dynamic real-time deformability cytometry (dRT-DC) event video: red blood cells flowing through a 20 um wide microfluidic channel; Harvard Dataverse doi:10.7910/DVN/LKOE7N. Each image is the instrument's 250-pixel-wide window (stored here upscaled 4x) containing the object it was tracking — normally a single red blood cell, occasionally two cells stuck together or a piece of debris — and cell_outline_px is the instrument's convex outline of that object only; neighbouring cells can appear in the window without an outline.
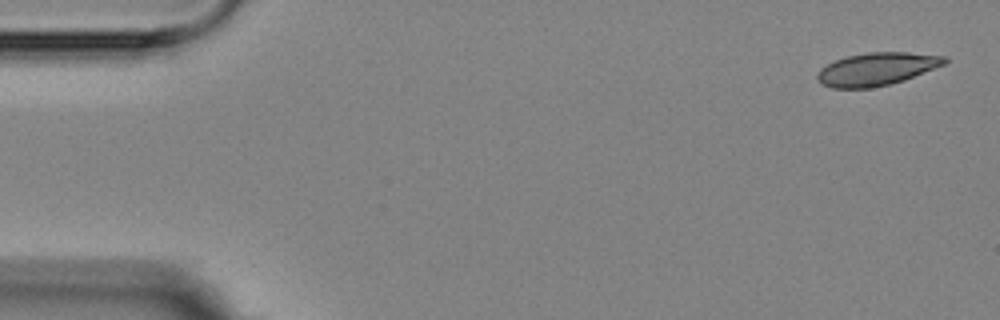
{"species": "Egyptian fruit bat (a non-hibernating species)", "species_latin": "Rousettus aegyptiacus", "temperature_condition": "room temperature", "stored_images_in_passage": 4, "camera_frame_rate_fps": 3000, "um_per_image_px": 0.085, "animal": {"sex": "female"}, "frame": {"image": 1, "passage_image": 1, "time_ms": 0.0, "image_size_px": [1000, 320], "cell_outline_px": [[948, 60], [944, 64], [904, 80], [872, 88], [832, 88], [820, 84], [816, 80], [816, 72], [820, 68], [836, 60], [848, 56], [868, 52], [908, 52], [948, 56]], "centroid_in_image_um": [74.49, 5.87], "position_along_channel_um": 10.5, "area_um2": 24.39}}
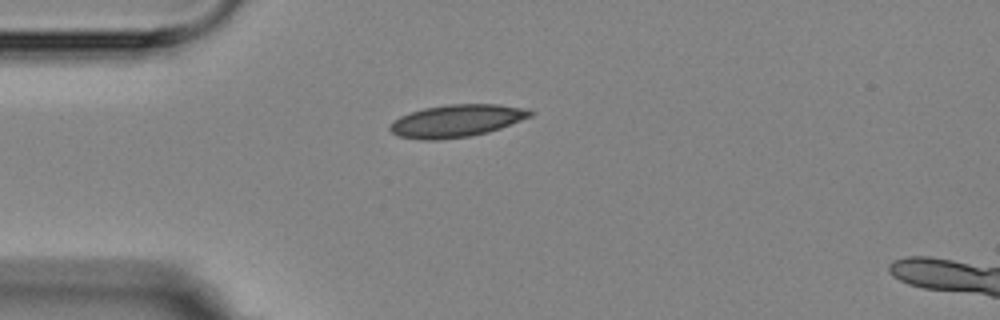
{"frame": {"image": 2, "passage_image": 4, "time_ms": 4.0, "image_size_px": [1000, 320], "cell_outline_px": [[536, 112], [532, 116], [500, 128], [488, 132], [468, 136], [436, 140], [424, 140], [400, 136], [392, 132], [388, 128], [388, 124], [392, 120], [400, 116], [424, 108], [448, 104], [500, 104], [532, 108]], "centroid_in_image_um": [38.85, 10.25], "position_along_channel_um": 46.1, "area_um2": 26.7}}